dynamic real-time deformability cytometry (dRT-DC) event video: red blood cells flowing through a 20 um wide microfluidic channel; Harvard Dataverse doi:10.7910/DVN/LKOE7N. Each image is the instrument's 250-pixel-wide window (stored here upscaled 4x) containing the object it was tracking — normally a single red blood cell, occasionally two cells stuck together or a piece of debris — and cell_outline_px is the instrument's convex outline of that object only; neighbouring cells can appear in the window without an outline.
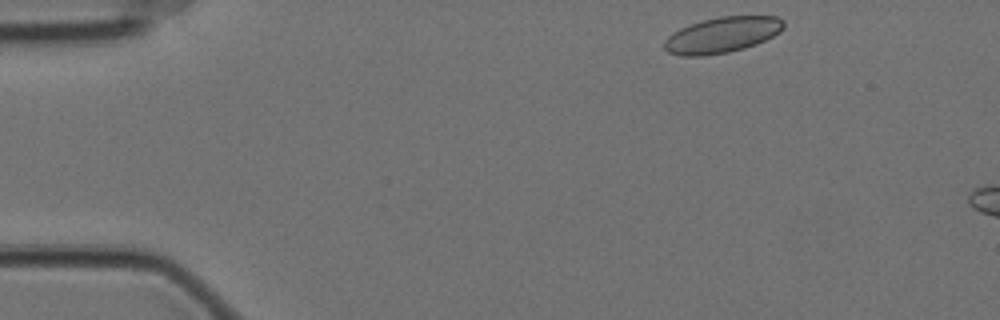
{"species": "Egyptian fruit bat (a non-hibernating species)", "species_latin": "Rousettus aegyptiacus", "temperature_condition": "cold", "stored_images_in_passage": 7, "camera_frame_rate_fps": 3000, "um_per_image_px": 0.085, "animal": {"sex": "female"}, "frame": {"image": 1, "passage_image": 1, "time_ms": 0.0, "image_size_px": [1000, 320], "cell_outline_px": [[784, 28], [780, 32], [756, 44], [744, 48], [728, 52], [704, 56], [680, 56], [668, 52], [664, 48], [664, 40], [672, 32], [688, 24], [720, 16], [776, 16], [784, 20]], "centroid_in_image_um": [61.36, 2.97], "position_along_channel_um": 23.6, "area_um2": 24.97}}